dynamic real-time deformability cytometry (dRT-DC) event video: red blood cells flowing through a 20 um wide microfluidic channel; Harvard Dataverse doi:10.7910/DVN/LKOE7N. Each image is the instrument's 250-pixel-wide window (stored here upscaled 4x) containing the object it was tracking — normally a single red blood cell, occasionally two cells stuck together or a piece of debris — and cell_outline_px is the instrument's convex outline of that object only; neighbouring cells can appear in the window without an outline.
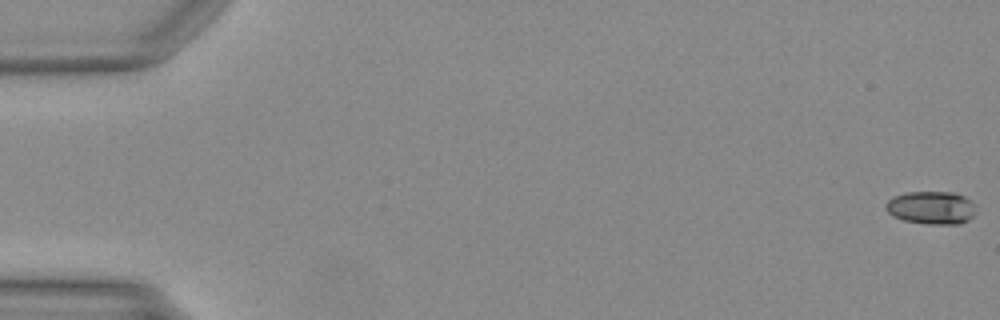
{"species": "Egyptian fruit bat (a non-hibernating species)", "species_latin": "Rousettus aegyptiacus", "temperature_condition": "warm", "stored_images_in_passage": 14, "camera_frame_rate_fps": 3000, "um_per_image_px": 0.085, "animal": {"sex": "female"}, "frame": {"image": 1, "passage_image": 1, "time_ms": 0.0, "image_size_px": [1000, 320], "cell_outline_px": [[972, 216], [968, 220], [960, 224], [928, 224], [904, 220], [892, 216], [884, 208], [884, 204], [892, 196], [904, 192], [952, 192], [964, 196], [972, 204]], "centroid_in_image_um": [79.07, 17.65], "position_along_channel_um": 5.9, "area_um2": 17.22}}
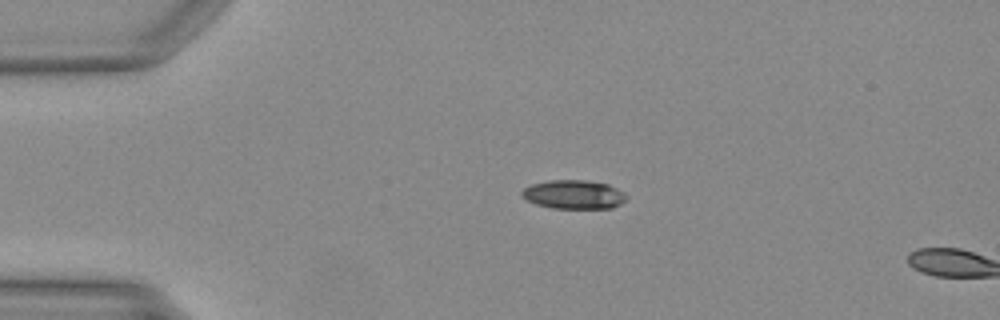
{"frame": {"image": 2, "passage_image": 12, "time_ms": 3.667, "image_size_px": [1000, 320], "cell_outline_px": [[628, 196], [620, 204], [612, 208], [552, 208], [536, 204], [520, 196], [520, 192], [524, 188], [532, 184], [552, 180], [584, 180], [608, 184], [624, 192]], "centroid_in_image_um": [48.76, 16.53], "position_along_channel_um": 36.2, "area_um2": 17.51}}